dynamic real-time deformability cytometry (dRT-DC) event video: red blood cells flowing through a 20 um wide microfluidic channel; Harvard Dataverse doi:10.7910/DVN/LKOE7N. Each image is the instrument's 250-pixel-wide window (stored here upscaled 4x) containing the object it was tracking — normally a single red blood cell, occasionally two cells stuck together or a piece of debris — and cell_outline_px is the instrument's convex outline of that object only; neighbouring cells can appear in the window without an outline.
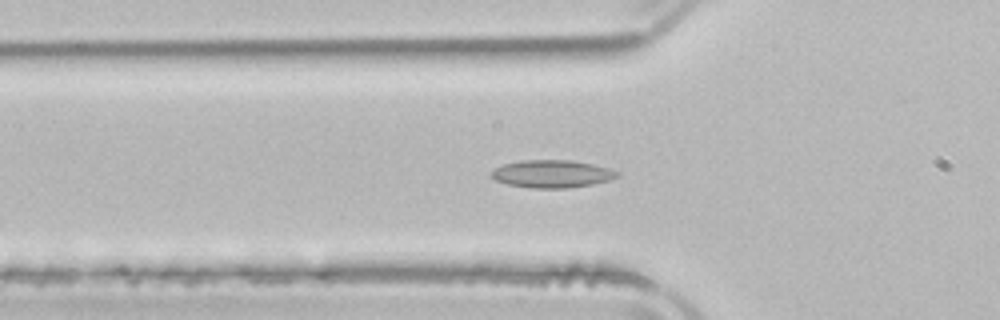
{"species": "common noctule bat (a hibernating species)", "species_latin": "Nyctalus noctula", "temperature_condition": "room temperature", "stored_images_in_passage": 37, "camera_frame_rate_fps": 3000, "um_per_image_px": 0.085, "animal": {"sex": "male", "body_mass_g": 21.5, "forearm_length_mm": 52.0}, "frame": {"image": 1, "passage_image": 2, "time_ms": 0.333, "image_size_px": [1000, 320], "cell_outline_px": [[620, 176], [608, 180], [592, 184], [568, 188], [532, 188], [508, 184], [496, 180], [492, 176], [492, 168], [504, 164], [520, 160], [572, 160], [592, 164], [608, 168], [620, 172]], "centroid_in_image_um": [46.92, 14.77], "position_along_channel_um": 78.9, "area_um2": 20.23}}
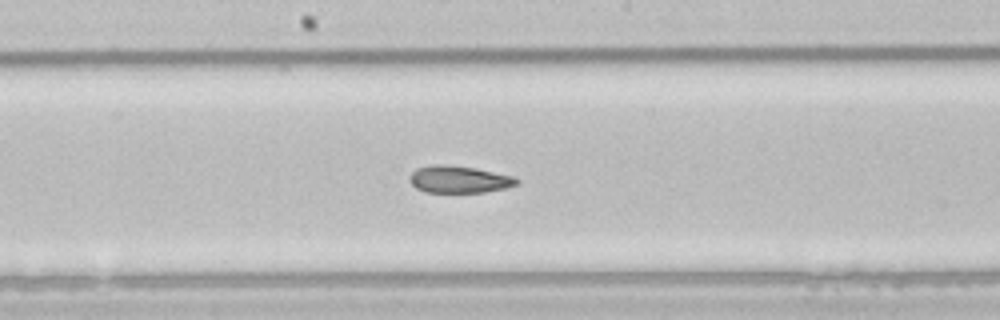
{"frame": {"image": 2, "passage_image": 12, "time_ms": 3.667, "image_size_px": [1000, 320], "cell_outline_px": [[520, 184], [508, 188], [484, 192], [424, 192], [416, 188], [408, 180], [408, 176], [416, 168], [432, 164], [440, 164], [476, 168], [512, 176], [520, 180]], "centroid_in_image_um": [39.01, 15.25], "position_along_channel_um": 209.2, "area_um2": 17.11}}
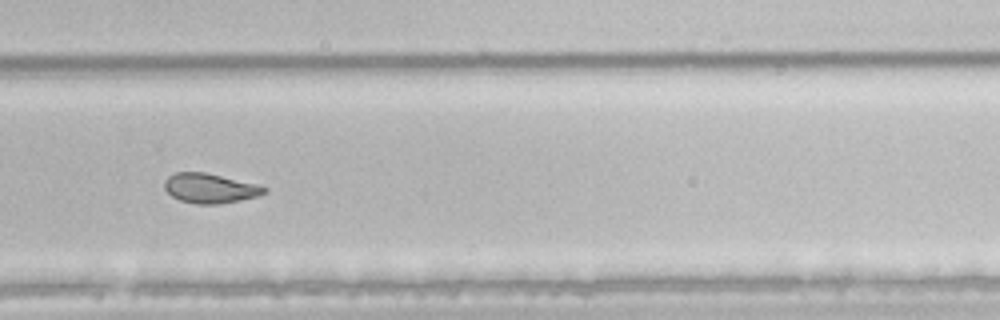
{"frame": {"image": 3, "passage_image": 20, "time_ms": 6.333, "image_size_px": [1000, 320], "cell_outline_px": [[268, 192], [256, 196], [240, 200], [216, 204], [196, 204], [180, 200], [172, 196], [164, 188], [164, 180], [168, 176], [176, 172], [204, 172], [260, 184], [268, 188]], "centroid_in_image_um": [17.87, 15.99], "position_along_channel_um": 311.9, "area_um2": 17.34}, "authors_computed_cell_mechanics": {"area_um2": 17.918, "velocity_mm_per_s": 3.8819, "shape_relaxation_time_tau1_ms": null, "shape_relaxation_time_tau2_ms": 2.8721, "deformation_change_tau1": null, "deformation_change_tau2": 0.0823}}